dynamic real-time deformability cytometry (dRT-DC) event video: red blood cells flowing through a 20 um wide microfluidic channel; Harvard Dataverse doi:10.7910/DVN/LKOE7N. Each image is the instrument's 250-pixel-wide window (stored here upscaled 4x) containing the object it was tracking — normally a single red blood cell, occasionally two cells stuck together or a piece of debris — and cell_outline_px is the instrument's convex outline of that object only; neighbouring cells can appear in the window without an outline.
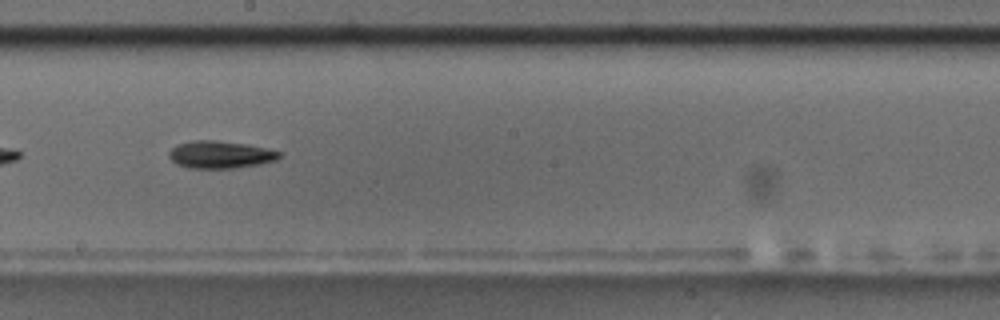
{"species": "common noctule bat (a hibernating species)", "species_latin": "Nyctalus noctula", "temperature_condition": "room temperature", "stored_images_in_passage": 15, "camera_frame_rate_fps": 3000, "um_per_image_px": 0.085, "animal": {"sex": "male", "body_mass_g": 17.5, "forearm_length_mm": 52.3}, "frame": {"image": 1, "passage_image": 9, "time_ms": 10.0, "image_size_px": [1000, 320], "cell_outline_px": [[284, 152], [276, 160], [260, 164], [232, 168], [188, 168], [176, 164], [168, 156], [168, 152], [176, 144], [192, 140], [216, 140], [244, 144]], "centroid_in_image_um": [18.69, 13.14], "position_along_channel_um": 229.5, "area_um2": 17.63}, "authors_computed_cell_mechanics": {"area_um2": 16.7042, "velocity_mm_per_s": 3.5249, "shape_relaxation_time_tau1_ms": 2.8135, "shape_relaxation_time_tau2_ms": null, "deformation_change_tau1": 0.1368, "deformation_change_tau2": null}}